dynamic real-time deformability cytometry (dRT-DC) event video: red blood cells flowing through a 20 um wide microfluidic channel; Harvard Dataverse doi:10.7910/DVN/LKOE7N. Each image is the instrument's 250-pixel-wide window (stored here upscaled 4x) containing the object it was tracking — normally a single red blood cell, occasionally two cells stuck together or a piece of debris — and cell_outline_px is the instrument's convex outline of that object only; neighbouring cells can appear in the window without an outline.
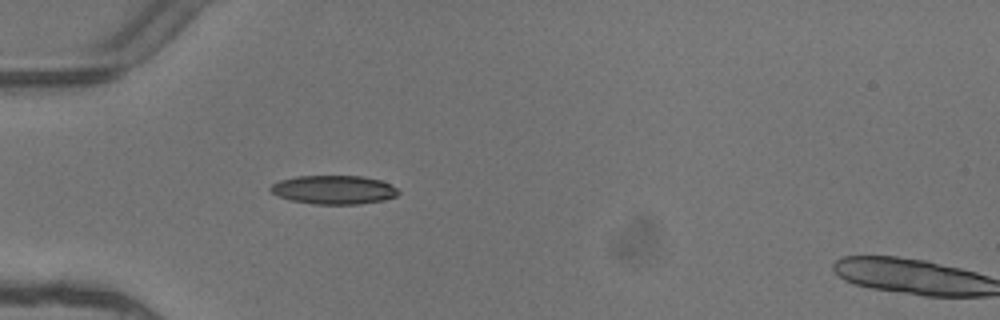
{"species": "common noctule bat (a hibernating species)", "species_latin": "Nyctalus noctula", "temperature_condition": "warm", "stored_images_in_passage": 2, "camera_frame_rate_fps": 3000, "um_per_image_px": 0.085, "animal": {"sex": "female"}, "frame": {"image": 1, "passage_image": 1, "time_ms": 0.0, "image_size_px": [1000, 320], "cell_outline_px": [[400, 192], [396, 196], [384, 200], [360, 204], [312, 204], [288, 200], [276, 196], [268, 188], [272, 184], [280, 180], [296, 176], [364, 176], [380, 180], [396, 188]], "centroid_in_image_um": [28.33, 16.13], "position_along_channel_um": 56.7, "area_um2": 21.56}}